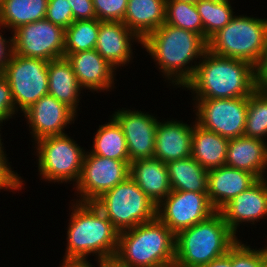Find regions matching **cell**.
Here are the masks:
<instances>
[{
  "label": "cell",
  "mask_w": 267,
  "mask_h": 267,
  "mask_svg": "<svg viewBox=\"0 0 267 267\" xmlns=\"http://www.w3.org/2000/svg\"><path fill=\"white\" fill-rule=\"evenodd\" d=\"M18 112L15 109L11 88L6 77L0 72V124Z\"/></svg>",
  "instance_id": "obj_36"
},
{
  "label": "cell",
  "mask_w": 267,
  "mask_h": 267,
  "mask_svg": "<svg viewBox=\"0 0 267 267\" xmlns=\"http://www.w3.org/2000/svg\"><path fill=\"white\" fill-rule=\"evenodd\" d=\"M228 142L229 139L196 123L192 134L191 156L206 170L221 167L226 163Z\"/></svg>",
  "instance_id": "obj_25"
},
{
  "label": "cell",
  "mask_w": 267,
  "mask_h": 267,
  "mask_svg": "<svg viewBox=\"0 0 267 267\" xmlns=\"http://www.w3.org/2000/svg\"><path fill=\"white\" fill-rule=\"evenodd\" d=\"M161 267H179L175 262Z\"/></svg>",
  "instance_id": "obj_44"
},
{
  "label": "cell",
  "mask_w": 267,
  "mask_h": 267,
  "mask_svg": "<svg viewBox=\"0 0 267 267\" xmlns=\"http://www.w3.org/2000/svg\"><path fill=\"white\" fill-rule=\"evenodd\" d=\"M94 203L119 232L157 218V205L130 176Z\"/></svg>",
  "instance_id": "obj_7"
},
{
  "label": "cell",
  "mask_w": 267,
  "mask_h": 267,
  "mask_svg": "<svg viewBox=\"0 0 267 267\" xmlns=\"http://www.w3.org/2000/svg\"><path fill=\"white\" fill-rule=\"evenodd\" d=\"M210 1H214V2H224V1H229V0H210Z\"/></svg>",
  "instance_id": "obj_47"
},
{
  "label": "cell",
  "mask_w": 267,
  "mask_h": 267,
  "mask_svg": "<svg viewBox=\"0 0 267 267\" xmlns=\"http://www.w3.org/2000/svg\"><path fill=\"white\" fill-rule=\"evenodd\" d=\"M11 39L17 55L48 62L64 57L65 29L45 18L20 26Z\"/></svg>",
  "instance_id": "obj_10"
},
{
  "label": "cell",
  "mask_w": 267,
  "mask_h": 267,
  "mask_svg": "<svg viewBox=\"0 0 267 267\" xmlns=\"http://www.w3.org/2000/svg\"><path fill=\"white\" fill-rule=\"evenodd\" d=\"M219 212L230 230L236 233L242 222L258 221L267 216V180L258 179L247 190L225 204Z\"/></svg>",
  "instance_id": "obj_16"
},
{
  "label": "cell",
  "mask_w": 267,
  "mask_h": 267,
  "mask_svg": "<svg viewBox=\"0 0 267 267\" xmlns=\"http://www.w3.org/2000/svg\"><path fill=\"white\" fill-rule=\"evenodd\" d=\"M232 267H267L262 249H251L238 240L232 246Z\"/></svg>",
  "instance_id": "obj_33"
},
{
  "label": "cell",
  "mask_w": 267,
  "mask_h": 267,
  "mask_svg": "<svg viewBox=\"0 0 267 267\" xmlns=\"http://www.w3.org/2000/svg\"><path fill=\"white\" fill-rule=\"evenodd\" d=\"M255 73L257 89L267 91V43L259 63L255 66Z\"/></svg>",
  "instance_id": "obj_39"
},
{
  "label": "cell",
  "mask_w": 267,
  "mask_h": 267,
  "mask_svg": "<svg viewBox=\"0 0 267 267\" xmlns=\"http://www.w3.org/2000/svg\"><path fill=\"white\" fill-rule=\"evenodd\" d=\"M203 267H232V247L226 255L212 260Z\"/></svg>",
  "instance_id": "obj_41"
},
{
  "label": "cell",
  "mask_w": 267,
  "mask_h": 267,
  "mask_svg": "<svg viewBox=\"0 0 267 267\" xmlns=\"http://www.w3.org/2000/svg\"><path fill=\"white\" fill-rule=\"evenodd\" d=\"M196 101L195 123L227 139L244 135L248 97Z\"/></svg>",
  "instance_id": "obj_12"
},
{
  "label": "cell",
  "mask_w": 267,
  "mask_h": 267,
  "mask_svg": "<svg viewBox=\"0 0 267 267\" xmlns=\"http://www.w3.org/2000/svg\"><path fill=\"white\" fill-rule=\"evenodd\" d=\"M0 126H1V125H0ZM0 129H1V128H0ZM0 137H1V135H0ZM1 140H2V139H0V154H5L4 151H3V149H2L3 146H2Z\"/></svg>",
  "instance_id": "obj_45"
},
{
  "label": "cell",
  "mask_w": 267,
  "mask_h": 267,
  "mask_svg": "<svg viewBox=\"0 0 267 267\" xmlns=\"http://www.w3.org/2000/svg\"><path fill=\"white\" fill-rule=\"evenodd\" d=\"M128 0H93L96 18L99 21L123 22Z\"/></svg>",
  "instance_id": "obj_34"
},
{
  "label": "cell",
  "mask_w": 267,
  "mask_h": 267,
  "mask_svg": "<svg viewBox=\"0 0 267 267\" xmlns=\"http://www.w3.org/2000/svg\"><path fill=\"white\" fill-rule=\"evenodd\" d=\"M74 206L64 258L86 259L91 253L96 254L99 261L114 258L119 231L95 203L76 202Z\"/></svg>",
  "instance_id": "obj_3"
},
{
  "label": "cell",
  "mask_w": 267,
  "mask_h": 267,
  "mask_svg": "<svg viewBox=\"0 0 267 267\" xmlns=\"http://www.w3.org/2000/svg\"><path fill=\"white\" fill-rule=\"evenodd\" d=\"M178 1H189L195 3L197 0H178Z\"/></svg>",
  "instance_id": "obj_48"
},
{
  "label": "cell",
  "mask_w": 267,
  "mask_h": 267,
  "mask_svg": "<svg viewBox=\"0 0 267 267\" xmlns=\"http://www.w3.org/2000/svg\"><path fill=\"white\" fill-rule=\"evenodd\" d=\"M262 251L264 252V255L267 257V247L266 248H262Z\"/></svg>",
  "instance_id": "obj_46"
},
{
  "label": "cell",
  "mask_w": 267,
  "mask_h": 267,
  "mask_svg": "<svg viewBox=\"0 0 267 267\" xmlns=\"http://www.w3.org/2000/svg\"><path fill=\"white\" fill-rule=\"evenodd\" d=\"M193 128L194 125L190 127L188 124L175 120L158 122L154 158L168 163L190 157Z\"/></svg>",
  "instance_id": "obj_20"
},
{
  "label": "cell",
  "mask_w": 267,
  "mask_h": 267,
  "mask_svg": "<svg viewBox=\"0 0 267 267\" xmlns=\"http://www.w3.org/2000/svg\"><path fill=\"white\" fill-rule=\"evenodd\" d=\"M48 0H1L0 27L12 28L14 32L46 16Z\"/></svg>",
  "instance_id": "obj_27"
},
{
  "label": "cell",
  "mask_w": 267,
  "mask_h": 267,
  "mask_svg": "<svg viewBox=\"0 0 267 267\" xmlns=\"http://www.w3.org/2000/svg\"><path fill=\"white\" fill-rule=\"evenodd\" d=\"M166 0H128L123 23L142 41L165 23Z\"/></svg>",
  "instance_id": "obj_23"
},
{
  "label": "cell",
  "mask_w": 267,
  "mask_h": 267,
  "mask_svg": "<svg viewBox=\"0 0 267 267\" xmlns=\"http://www.w3.org/2000/svg\"><path fill=\"white\" fill-rule=\"evenodd\" d=\"M193 77L183 86L196 99L249 97L256 89L255 66L248 61L221 57L207 50Z\"/></svg>",
  "instance_id": "obj_1"
},
{
  "label": "cell",
  "mask_w": 267,
  "mask_h": 267,
  "mask_svg": "<svg viewBox=\"0 0 267 267\" xmlns=\"http://www.w3.org/2000/svg\"><path fill=\"white\" fill-rule=\"evenodd\" d=\"M24 114L36 142L44 137L65 134L63 128L71 124L77 113L48 94L41 97Z\"/></svg>",
  "instance_id": "obj_15"
},
{
  "label": "cell",
  "mask_w": 267,
  "mask_h": 267,
  "mask_svg": "<svg viewBox=\"0 0 267 267\" xmlns=\"http://www.w3.org/2000/svg\"><path fill=\"white\" fill-rule=\"evenodd\" d=\"M169 183L174 191H208V170L192 156L166 163Z\"/></svg>",
  "instance_id": "obj_26"
},
{
  "label": "cell",
  "mask_w": 267,
  "mask_h": 267,
  "mask_svg": "<svg viewBox=\"0 0 267 267\" xmlns=\"http://www.w3.org/2000/svg\"><path fill=\"white\" fill-rule=\"evenodd\" d=\"M6 77L15 109L19 106L24 113L41 97L48 95V61L28 58L11 53L1 71Z\"/></svg>",
  "instance_id": "obj_9"
},
{
  "label": "cell",
  "mask_w": 267,
  "mask_h": 267,
  "mask_svg": "<svg viewBox=\"0 0 267 267\" xmlns=\"http://www.w3.org/2000/svg\"><path fill=\"white\" fill-rule=\"evenodd\" d=\"M244 136L261 140L267 136V91L256 89L249 95Z\"/></svg>",
  "instance_id": "obj_32"
},
{
  "label": "cell",
  "mask_w": 267,
  "mask_h": 267,
  "mask_svg": "<svg viewBox=\"0 0 267 267\" xmlns=\"http://www.w3.org/2000/svg\"><path fill=\"white\" fill-rule=\"evenodd\" d=\"M99 267H127L120 264L115 258L98 260Z\"/></svg>",
  "instance_id": "obj_43"
},
{
  "label": "cell",
  "mask_w": 267,
  "mask_h": 267,
  "mask_svg": "<svg viewBox=\"0 0 267 267\" xmlns=\"http://www.w3.org/2000/svg\"><path fill=\"white\" fill-rule=\"evenodd\" d=\"M38 170L43 179L56 182L79 180L85 150L66 134L36 141Z\"/></svg>",
  "instance_id": "obj_8"
},
{
  "label": "cell",
  "mask_w": 267,
  "mask_h": 267,
  "mask_svg": "<svg viewBox=\"0 0 267 267\" xmlns=\"http://www.w3.org/2000/svg\"><path fill=\"white\" fill-rule=\"evenodd\" d=\"M68 3L71 6L74 21L96 18L93 0H68Z\"/></svg>",
  "instance_id": "obj_38"
},
{
  "label": "cell",
  "mask_w": 267,
  "mask_h": 267,
  "mask_svg": "<svg viewBox=\"0 0 267 267\" xmlns=\"http://www.w3.org/2000/svg\"><path fill=\"white\" fill-rule=\"evenodd\" d=\"M99 33V20H77L65 29L64 53L95 49Z\"/></svg>",
  "instance_id": "obj_30"
},
{
  "label": "cell",
  "mask_w": 267,
  "mask_h": 267,
  "mask_svg": "<svg viewBox=\"0 0 267 267\" xmlns=\"http://www.w3.org/2000/svg\"><path fill=\"white\" fill-rule=\"evenodd\" d=\"M176 235L158 218L119 232L115 259L127 267H161L175 261Z\"/></svg>",
  "instance_id": "obj_4"
},
{
  "label": "cell",
  "mask_w": 267,
  "mask_h": 267,
  "mask_svg": "<svg viewBox=\"0 0 267 267\" xmlns=\"http://www.w3.org/2000/svg\"><path fill=\"white\" fill-rule=\"evenodd\" d=\"M142 45L157 61L164 76L180 87L193 77L197 68L187 64L194 58H202L208 50V42L198 33L166 23L151 32Z\"/></svg>",
  "instance_id": "obj_2"
},
{
  "label": "cell",
  "mask_w": 267,
  "mask_h": 267,
  "mask_svg": "<svg viewBox=\"0 0 267 267\" xmlns=\"http://www.w3.org/2000/svg\"><path fill=\"white\" fill-rule=\"evenodd\" d=\"M45 19L64 29L73 22V14L68 0H48Z\"/></svg>",
  "instance_id": "obj_35"
},
{
  "label": "cell",
  "mask_w": 267,
  "mask_h": 267,
  "mask_svg": "<svg viewBox=\"0 0 267 267\" xmlns=\"http://www.w3.org/2000/svg\"><path fill=\"white\" fill-rule=\"evenodd\" d=\"M221 213L180 231L175 240V263L179 267H203L226 255L237 242Z\"/></svg>",
  "instance_id": "obj_5"
},
{
  "label": "cell",
  "mask_w": 267,
  "mask_h": 267,
  "mask_svg": "<svg viewBox=\"0 0 267 267\" xmlns=\"http://www.w3.org/2000/svg\"><path fill=\"white\" fill-rule=\"evenodd\" d=\"M70 62L81 88L108 90L114 83V66L105 60L95 49L64 53Z\"/></svg>",
  "instance_id": "obj_17"
},
{
  "label": "cell",
  "mask_w": 267,
  "mask_h": 267,
  "mask_svg": "<svg viewBox=\"0 0 267 267\" xmlns=\"http://www.w3.org/2000/svg\"><path fill=\"white\" fill-rule=\"evenodd\" d=\"M7 164L6 154H0V189H21L23 181Z\"/></svg>",
  "instance_id": "obj_37"
},
{
  "label": "cell",
  "mask_w": 267,
  "mask_h": 267,
  "mask_svg": "<svg viewBox=\"0 0 267 267\" xmlns=\"http://www.w3.org/2000/svg\"><path fill=\"white\" fill-rule=\"evenodd\" d=\"M65 259V260H64ZM60 267H92L86 259L79 258H64Z\"/></svg>",
  "instance_id": "obj_42"
},
{
  "label": "cell",
  "mask_w": 267,
  "mask_h": 267,
  "mask_svg": "<svg viewBox=\"0 0 267 267\" xmlns=\"http://www.w3.org/2000/svg\"><path fill=\"white\" fill-rule=\"evenodd\" d=\"M48 88L49 95L76 113L82 88L78 84L70 62L65 57L48 62Z\"/></svg>",
  "instance_id": "obj_24"
},
{
  "label": "cell",
  "mask_w": 267,
  "mask_h": 267,
  "mask_svg": "<svg viewBox=\"0 0 267 267\" xmlns=\"http://www.w3.org/2000/svg\"><path fill=\"white\" fill-rule=\"evenodd\" d=\"M130 177L156 205L172 191L166 163L159 159L146 158L132 161Z\"/></svg>",
  "instance_id": "obj_22"
},
{
  "label": "cell",
  "mask_w": 267,
  "mask_h": 267,
  "mask_svg": "<svg viewBox=\"0 0 267 267\" xmlns=\"http://www.w3.org/2000/svg\"><path fill=\"white\" fill-rule=\"evenodd\" d=\"M195 5L203 23V38L207 42L214 34L225 27L234 16L230 1L197 0Z\"/></svg>",
  "instance_id": "obj_29"
},
{
  "label": "cell",
  "mask_w": 267,
  "mask_h": 267,
  "mask_svg": "<svg viewBox=\"0 0 267 267\" xmlns=\"http://www.w3.org/2000/svg\"><path fill=\"white\" fill-rule=\"evenodd\" d=\"M165 23L203 37V23L193 2L166 0Z\"/></svg>",
  "instance_id": "obj_31"
},
{
  "label": "cell",
  "mask_w": 267,
  "mask_h": 267,
  "mask_svg": "<svg viewBox=\"0 0 267 267\" xmlns=\"http://www.w3.org/2000/svg\"><path fill=\"white\" fill-rule=\"evenodd\" d=\"M11 53H12V39L6 41V39L3 38V36L0 33V72L6 66Z\"/></svg>",
  "instance_id": "obj_40"
},
{
  "label": "cell",
  "mask_w": 267,
  "mask_h": 267,
  "mask_svg": "<svg viewBox=\"0 0 267 267\" xmlns=\"http://www.w3.org/2000/svg\"><path fill=\"white\" fill-rule=\"evenodd\" d=\"M215 212L207 192L172 190L157 205V218L175 235L207 219Z\"/></svg>",
  "instance_id": "obj_13"
},
{
  "label": "cell",
  "mask_w": 267,
  "mask_h": 267,
  "mask_svg": "<svg viewBox=\"0 0 267 267\" xmlns=\"http://www.w3.org/2000/svg\"><path fill=\"white\" fill-rule=\"evenodd\" d=\"M225 165L250 172L257 179H263L267 167L266 142L244 135L229 139Z\"/></svg>",
  "instance_id": "obj_21"
},
{
  "label": "cell",
  "mask_w": 267,
  "mask_h": 267,
  "mask_svg": "<svg viewBox=\"0 0 267 267\" xmlns=\"http://www.w3.org/2000/svg\"><path fill=\"white\" fill-rule=\"evenodd\" d=\"M129 176V161L109 159L87 152L76 183V190L81 195L77 202L94 203L105 192Z\"/></svg>",
  "instance_id": "obj_11"
},
{
  "label": "cell",
  "mask_w": 267,
  "mask_h": 267,
  "mask_svg": "<svg viewBox=\"0 0 267 267\" xmlns=\"http://www.w3.org/2000/svg\"><path fill=\"white\" fill-rule=\"evenodd\" d=\"M120 125L126 139L129 162L154 158L158 120L141 111L118 110L112 116Z\"/></svg>",
  "instance_id": "obj_14"
},
{
  "label": "cell",
  "mask_w": 267,
  "mask_h": 267,
  "mask_svg": "<svg viewBox=\"0 0 267 267\" xmlns=\"http://www.w3.org/2000/svg\"><path fill=\"white\" fill-rule=\"evenodd\" d=\"M142 40L123 22L99 21V33L95 50L114 68L130 62L132 57L131 40Z\"/></svg>",
  "instance_id": "obj_18"
},
{
  "label": "cell",
  "mask_w": 267,
  "mask_h": 267,
  "mask_svg": "<svg viewBox=\"0 0 267 267\" xmlns=\"http://www.w3.org/2000/svg\"><path fill=\"white\" fill-rule=\"evenodd\" d=\"M258 179L250 172L227 165L208 170V198L216 211Z\"/></svg>",
  "instance_id": "obj_19"
},
{
  "label": "cell",
  "mask_w": 267,
  "mask_h": 267,
  "mask_svg": "<svg viewBox=\"0 0 267 267\" xmlns=\"http://www.w3.org/2000/svg\"><path fill=\"white\" fill-rule=\"evenodd\" d=\"M267 43V19L233 16L208 40V50L218 56L248 61L256 66Z\"/></svg>",
  "instance_id": "obj_6"
},
{
  "label": "cell",
  "mask_w": 267,
  "mask_h": 267,
  "mask_svg": "<svg viewBox=\"0 0 267 267\" xmlns=\"http://www.w3.org/2000/svg\"><path fill=\"white\" fill-rule=\"evenodd\" d=\"M92 154L109 159L129 161L128 149L124 132L112 117L110 122L99 126L96 132Z\"/></svg>",
  "instance_id": "obj_28"
}]
</instances>
